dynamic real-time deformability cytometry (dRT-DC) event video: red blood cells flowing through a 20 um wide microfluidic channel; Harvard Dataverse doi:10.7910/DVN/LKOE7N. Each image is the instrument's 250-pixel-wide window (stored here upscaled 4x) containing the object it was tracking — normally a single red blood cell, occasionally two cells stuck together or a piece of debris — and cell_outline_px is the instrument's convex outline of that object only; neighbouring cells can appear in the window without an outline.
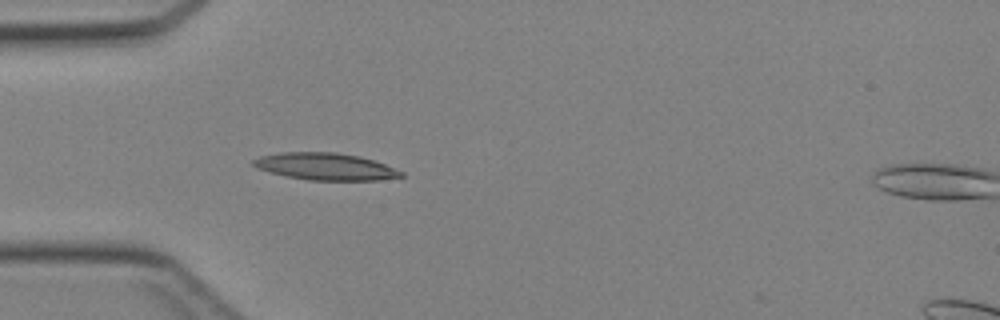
{"species": "Egyptian fruit bat (a non-hibernating species)", "species_latin": "Rousettus aegyptiacus", "temperature_condition": "cold", "stored_images_in_passage": 15, "camera_frame_rate_fps": 3000, "um_per_image_px": 0.085, "animal": {"sex": "female"}, "frame": {"image": 1, "passage_image": 3, "time_ms": 0.667, "image_size_px": [1000, 320], "cell_outline_px": [[404, 176], [376, 180], [308, 180], [268, 172], [256, 168], [252, 164], [252, 160], [260, 156], [280, 152], [336, 152], [360, 156], [384, 164], [404, 172]], "centroid_in_image_um": [27.63, 14.15], "position_along_channel_um": 57.4, "area_um2": 23.24}}
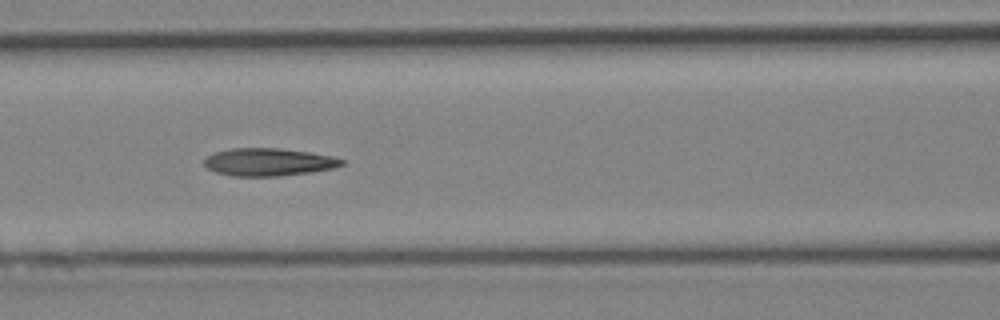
{"frame": {"image": 2, "passage_image": 9, "time_ms": 2.667, "image_size_px": [1000, 320], "cell_outline_px": [[344, 164], [332, 168], [312, 172], [280, 176], [232, 176], [216, 172], [208, 168], [204, 164], [204, 160], [208, 156], [216, 152], [228, 148], [280, 148], [308, 152], [332, 156], [344, 160]], "centroid_in_image_um": [22.82, 13.77], "position_along_channel_um": 143.8, "area_um2": 22.14}}
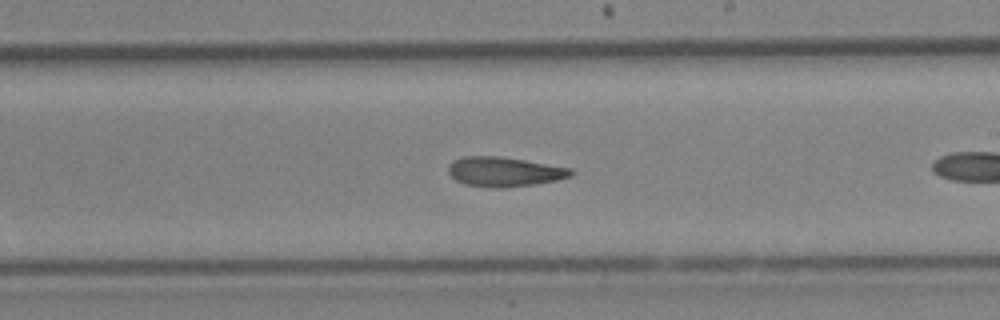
{"frame": {"image": 3, "passage_image": 13, "time_ms": 4.0, "image_size_px": [1000, 320], "cell_outline_px": [[572, 176], [556, 180], [532, 184], [504, 188], [492, 188], [464, 184], [456, 180], [448, 172], [448, 164], [452, 160], [464, 156], [500, 156], [572, 168]], "centroid_in_image_um": [42.82, 14.59], "position_along_channel_um": 246.2, "area_um2": 21.15}}